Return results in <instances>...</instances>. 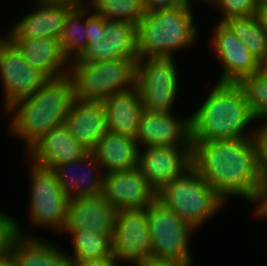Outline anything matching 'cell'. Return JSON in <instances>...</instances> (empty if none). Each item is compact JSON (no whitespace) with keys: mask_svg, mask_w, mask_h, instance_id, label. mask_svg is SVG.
I'll list each match as a JSON object with an SVG mask.
<instances>
[{"mask_svg":"<svg viewBox=\"0 0 267 266\" xmlns=\"http://www.w3.org/2000/svg\"><path fill=\"white\" fill-rule=\"evenodd\" d=\"M191 143L192 167L226 202L235 196L259 203L263 190L254 137Z\"/></svg>","mask_w":267,"mask_h":266,"instance_id":"cell-1","label":"cell"},{"mask_svg":"<svg viewBox=\"0 0 267 266\" xmlns=\"http://www.w3.org/2000/svg\"><path fill=\"white\" fill-rule=\"evenodd\" d=\"M212 87L198 110L190 115L191 141L254 137L258 125L250 133L247 131L249 124L256 119L241 86L238 83L216 82Z\"/></svg>","mask_w":267,"mask_h":266,"instance_id":"cell-2","label":"cell"},{"mask_svg":"<svg viewBox=\"0 0 267 266\" xmlns=\"http://www.w3.org/2000/svg\"><path fill=\"white\" fill-rule=\"evenodd\" d=\"M74 99V86L69 75L49 79L34 94L6 110L8 115L12 113L9 130L24 141L28 150L44 134L64 125Z\"/></svg>","mask_w":267,"mask_h":266,"instance_id":"cell-3","label":"cell"},{"mask_svg":"<svg viewBox=\"0 0 267 266\" xmlns=\"http://www.w3.org/2000/svg\"><path fill=\"white\" fill-rule=\"evenodd\" d=\"M191 4V0H183L174 7L144 14L136 25L138 59L173 57L193 46L199 33Z\"/></svg>","mask_w":267,"mask_h":266,"instance_id":"cell-4","label":"cell"},{"mask_svg":"<svg viewBox=\"0 0 267 266\" xmlns=\"http://www.w3.org/2000/svg\"><path fill=\"white\" fill-rule=\"evenodd\" d=\"M138 57H122L101 62L70 63L69 76L75 98L103 101L111 95L137 85Z\"/></svg>","mask_w":267,"mask_h":266,"instance_id":"cell-5","label":"cell"},{"mask_svg":"<svg viewBox=\"0 0 267 266\" xmlns=\"http://www.w3.org/2000/svg\"><path fill=\"white\" fill-rule=\"evenodd\" d=\"M157 200L196 231L227 203L193 167L163 187Z\"/></svg>","mask_w":267,"mask_h":266,"instance_id":"cell-6","label":"cell"},{"mask_svg":"<svg viewBox=\"0 0 267 266\" xmlns=\"http://www.w3.org/2000/svg\"><path fill=\"white\" fill-rule=\"evenodd\" d=\"M147 220L152 259L192 262L189 239L196 230L191 225L157 199L147 207Z\"/></svg>","mask_w":267,"mask_h":266,"instance_id":"cell-7","label":"cell"},{"mask_svg":"<svg viewBox=\"0 0 267 266\" xmlns=\"http://www.w3.org/2000/svg\"><path fill=\"white\" fill-rule=\"evenodd\" d=\"M173 57L138 59L137 86L143 97L145 110L173 113L179 92V71Z\"/></svg>","mask_w":267,"mask_h":266,"instance_id":"cell-8","label":"cell"},{"mask_svg":"<svg viewBox=\"0 0 267 266\" xmlns=\"http://www.w3.org/2000/svg\"><path fill=\"white\" fill-rule=\"evenodd\" d=\"M29 220L34 226L49 227L61 233L67 214L69 198L60 188L55 174L32 164Z\"/></svg>","mask_w":267,"mask_h":266,"instance_id":"cell-9","label":"cell"},{"mask_svg":"<svg viewBox=\"0 0 267 266\" xmlns=\"http://www.w3.org/2000/svg\"><path fill=\"white\" fill-rule=\"evenodd\" d=\"M48 80L42 72L26 62L5 36L0 35V81L4 111L15 102L34 94Z\"/></svg>","mask_w":267,"mask_h":266,"instance_id":"cell-10","label":"cell"},{"mask_svg":"<svg viewBox=\"0 0 267 266\" xmlns=\"http://www.w3.org/2000/svg\"><path fill=\"white\" fill-rule=\"evenodd\" d=\"M112 254L119 264L125 261L134 266H140L151 258L147 207L117 211Z\"/></svg>","mask_w":267,"mask_h":266,"instance_id":"cell-11","label":"cell"},{"mask_svg":"<svg viewBox=\"0 0 267 266\" xmlns=\"http://www.w3.org/2000/svg\"><path fill=\"white\" fill-rule=\"evenodd\" d=\"M192 167V146H150L139 149L138 168L158 193Z\"/></svg>","mask_w":267,"mask_h":266,"instance_id":"cell-12","label":"cell"},{"mask_svg":"<svg viewBox=\"0 0 267 266\" xmlns=\"http://www.w3.org/2000/svg\"><path fill=\"white\" fill-rule=\"evenodd\" d=\"M215 26L210 40L222 68L217 82L239 83L264 67L223 22Z\"/></svg>","mask_w":267,"mask_h":266,"instance_id":"cell-13","label":"cell"},{"mask_svg":"<svg viewBox=\"0 0 267 266\" xmlns=\"http://www.w3.org/2000/svg\"><path fill=\"white\" fill-rule=\"evenodd\" d=\"M35 10L16 21L7 39L52 38L59 40L66 15L77 4L69 1L36 0Z\"/></svg>","mask_w":267,"mask_h":266,"instance_id":"cell-14","label":"cell"},{"mask_svg":"<svg viewBox=\"0 0 267 266\" xmlns=\"http://www.w3.org/2000/svg\"><path fill=\"white\" fill-rule=\"evenodd\" d=\"M101 196L117 210L145 208L157 199L138 167L104 174Z\"/></svg>","mask_w":267,"mask_h":266,"instance_id":"cell-15","label":"cell"},{"mask_svg":"<svg viewBox=\"0 0 267 266\" xmlns=\"http://www.w3.org/2000/svg\"><path fill=\"white\" fill-rule=\"evenodd\" d=\"M174 113L142 112L135 140L141 147L192 146L190 138V116L186 118Z\"/></svg>","mask_w":267,"mask_h":266,"instance_id":"cell-16","label":"cell"},{"mask_svg":"<svg viewBox=\"0 0 267 266\" xmlns=\"http://www.w3.org/2000/svg\"><path fill=\"white\" fill-rule=\"evenodd\" d=\"M117 211L101 195L70 198L62 231L85 229L113 238Z\"/></svg>","mask_w":267,"mask_h":266,"instance_id":"cell-17","label":"cell"},{"mask_svg":"<svg viewBox=\"0 0 267 266\" xmlns=\"http://www.w3.org/2000/svg\"><path fill=\"white\" fill-rule=\"evenodd\" d=\"M76 168L77 171L79 169L88 170L80 174V170L77 172ZM100 168L102 166L93 156L92 152H87L83 157L58 165L51 171L55 174L62 191L70 199L77 197H96L102 194L104 172ZM76 173H79V175Z\"/></svg>","mask_w":267,"mask_h":266,"instance_id":"cell-18","label":"cell"},{"mask_svg":"<svg viewBox=\"0 0 267 266\" xmlns=\"http://www.w3.org/2000/svg\"><path fill=\"white\" fill-rule=\"evenodd\" d=\"M88 151L62 125L52 129L36 141L28 150L29 160L38 167L52 170L83 157Z\"/></svg>","mask_w":267,"mask_h":266,"instance_id":"cell-19","label":"cell"},{"mask_svg":"<svg viewBox=\"0 0 267 266\" xmlns=\"http://www.w3.org/2000/svg\"><path fill=\"white\" fill-rule=\"evenodd\" d=\"M64 126L76 141L88 152H92L99 139L108 131L103 102L82 101L75 98L65 118Z\"/></svg>","mask_w":267,"mask_h":266,"instance_id":"cell-20","label":"cell"},{"mask_svg":"<svg viewBox=\"0 0 267 266\" xmlns=\"http://www.w3.org/2000/svg\"><path fill=\"white\" fill-rule=\"evenodd\" d=\"M26 62L48 79L69 75L70 64L64 58L59 40L52 38L8 39Z\"/></svg>","mask_w":267,"mask_h":266,"instance_id":"cell-21","label":"cell"},{"mask_svg":"<svg viewBox=\"0 0 267 266\" xmlns=\"http://www.w3.org/2000/svg\"><path fill=\"white\" fill-rule=\"evenodd\" d=\"M105 106L107 129L110 132L135 138L145 110L139 87L117 92L102 101Z\"/></svg>","mask_w":267,"mask_h":266,"instance_id":"cell-22","label":"cell"},{"mask_svg":"<svg viewBox=\"0 0 267 266\" xmlns=\"http://www.w3.org/2000/svg\"><path fill=\"white\" fill-rule=\"evenodd\" d=\"M17 228L19 235L12 243L10 254L18 266H73L69 254L62 248L48 242V239L45 241L37 235L26 234L19 224Z\"/></svg>","mask_w":267,"mask_h":266,"instance_id":"cell-23","label":"cell"},{"mask_svg":"<svg viewBox=\"0 0 267 266\" xmlns=\"http://www.w3.org/2000/svg\"><path fill=\"white\" fill-rule=\"evenodd\" d=\"M93 156L104 174L138 167L139 146L135 138L107 131L97 142Z\"/></svg>","mask_w":267,"mask_h":266,"instance_id":"cell-24","label":"cell"},{"mask_svg":"<svg viewBox=\"0 0 267 266\" xmlns=\"http://www.w3.org/2000/svg\"><path fill=\"white\" fill-rule=\"evenodd\" d=\"M59 44L69 64L78 60L85 52L87 47L86 1L77 3L66 15Z\"/></svg>","mask_w":267,"mask_h":266,"instance_id":"cell-25","label":"cell"},{"mask_svg":"<svg viewBox=\"0 0 267 266\" xmlns=\"http://www.w3.org/2000/svg\"><path fill=\"white\" fill-rule=\"evenodd\" d=\"M263 64L267 63V34L255 15L231 17L223 22Z\"/></svg>","mask_w":267,"mask_h":266,"instance_id":"cell-26","label":"cell"},{"mask_svg":"<svg viewBox=\"0 0 267 266\" xmlns=\"http://www.w3.org/2000/svg\"><path fill=\"white\" fill-rule=\"evenodd\" d=\"M61 233L69 234L72 239L74 249L68 255L72 264L112 253V237L110 235H101L85 229L61 231Z\"/></svg>","mask_w":267,"mask_h":266,"instance_id":"cell-27","label":"cell"},{"mask_svg":"<svg viewBox=\"0 0 267 266\" xmlns=\"http://www.w3.org/2000/svg\"><path fill=\"white\" fill-rule=\"evenodd\" d=\"M103 38L108 40L113 59L137 56L136 26L132 23L105 19Z\"/></svg>","mask_w":267,"mask_h":266,"instance_id":"cell-28","label":"cell"},{"mask_svg":"<svg viewBox=\"0 0 267 266\" xmlns=\"http://www.w3.org/2000/svg\"><path fill=\"white\" fill-rule=\"evenodd\" d=\"M92 11L104 19L121 20L134 24L146 13L143 0H86Z\"/></svg>","mask_w":267,"mask_h":266,"instance_id":"cell-29","label":"cell"},{"mask_svg":"<svg viewBox=\"0 0 267 266\" xmlns=\"http://www.w3.org/2000/svg\"><path fill=\"white\" fill-rule=\"evenodd\" d=\"M238 84L244 91L252 115L259 122L265 120L262 124H267V69L263 67Z\"/></svg>","mask_w":267,"mask_h":266,"instance_id":"cell-30","label":"cell"},{"mask_svg":"<svg viewBox=\"0 0 267 266\" xmlns=\"http://www.w3.org/2000/svg\"><path fill=\"white\" fill-rule=\"evenodd\" d=\"M205 3L213 4L220 11L222 18L219 22L231 17L252 16L258 9L256 0H207Z\"/></svg>","mask_w":267,"mask_h":266,"instance_id":"cell-31","label":"cell"},{"mask_svg":"<svg viewBox=\"0 0 267 266\" xmlns=\"http://www.w3.org/2000/svg\"><path fill=\"white\" fill-rule=\"evenodd\" d=\"M18 221L0 210V257L10 254L11 246L18 234Z\"/></svg>","mask_w":267,"mask_h":266,"instance_id":"cell-32","label":"cell"},{"mask_svg":"<svg viewBox=\"0 0 267 266\" xmlns=\"http://www.w3.org/2000/svg\"><path fill=\"white\" fill-rule=\"evenodd\" d=\"M262 190L267 188V124H258L254 135Z\"/></svg>","mask_w":267,"mask_h":266,"instance_id":"cell-33","label":"cell"},{"mask_svg":"<svg viewBox=\"0 0 267 266\" xmlns=\"http://www.w3.org/2000/svg\"><path fill=\"white\" fill-rule=\"evenodd\" d=\"M113 59V53H110L108 40H99L87 45L85 52L78 59L79 62H101Z\"/></svg>","mask_w":267,"mask_h":266,"instance_id":"cell-34","label":"cell"},{"mask_svg":"<svg viewBox=\"0 0 267 266\" xmlns=\"http://www.w3.org/2000/svg\"><path fill=\"white\" fill-rule=\"evenodd\" d=\"M91 11V12H90ZM105 19L96 15L90 6L86 4V39L87 45L91 42L103 40V27Z\"/></svg>","mask_w":267,"mask_h":266,"instance_id":"cell-35","label":"cell"},{"mask_svg":"<svg viewBox=\"0 0 267 266\" xmlns=\"http://www.w3.org/2000/svg\"><path fill=\"white\" fill-rule=\"evenodd\" d=\"M119 265L120 264L117 262L116 258L112 253L110 255H103L100 257H96L94 259L78 261L73 264V266H119Z\"/></svg>","mask_w":267,"mask_h":266,"instance_id":"cell-36","label":"cell"},{"mask_svg":"<svg viewBox=\"0 0 267 266\" xmlns=\"http://www.w3.org/2000/svg\"><path fill=\"white\" fill-rule=\"evenodd\" d=\"M183 0H143V5L146 12H151L159 9L171 8L180 4Z\"/></svg>","mask_w":267,"mask_h":266,"instance_id":"cell-37","label":"cell"},{"mask_svg":"<svg viewBox=\"0 0 267 266\" xmlns=\"http://www.w3.org/2000/svg\"><path fill=\"white\" fill-rule=\"evenodd\" d=\"M194 262H182L178 260L152 259L150 258L140 266H193Z\"/></svg>","mask_w":267,"mask_h":266,"instance_id":"cell-38","label":"cell"},{"mask_svg":"<svg viewBox=\"0 0 267 266\" xmlns=\"http://www.w3.org/2000/svg\"><path fill=\"white\" fill-rule=\"evenodd\" d=\"M253 216L259 219H267V188L263 190L259 203L255 204Z\"/></svg>","mask_w":267,"mask_h":266,"instance_id":"cell-39","label":"cell"},{"mask_svg":"<svg viewBox=\"0 0 267 266\" xmlns=\"http://www.w3.org/2000/svg\"><path fill=\"white\" fill-rule=\"evenodd\" d=\"M256 16L263 30L267 34V3L258 5Z\"/></svg>","mask_w":267,"mask_h":266,"instance_id":"cell-40","label":"cell"},{"mask_svg":"<svg viewBox=\"0 0 267 266\" xmlns=\"http://www.w3.org/2000/svg\"><path fill=\"white\" fill-rule=\"evenodd\" d=\"M0 266H18L11 254L0 257Z\"/></svg>","mask_w":267,"mask_h":266,"instance_id":"cell-41","label":"cell"},{"mask_svg":"<svg viewBox=\"0 0 267 266\" xmlns=\"http://www.w3.org/2000/svg\"><path fill=\"white\" fill-rule=\"evenodd\" d=\"M52 1V0H50ZM53 1H69V2H76V3H82V2H85L86 0H53Z\"/></svg>","mask_w":267,"mask_h":266,"instance_id":"cell-42","label":"cell"},{"mask_svg":"<svg viewBox=\"0 0 267 266\" xmlns=\"http://www.w3.org/2000/svg\"><path fill=\"white\" fill-rule=\"evenodd\" d=\"M256 2L258 5H261V4H266L267 0H256Z\"/></svg>","mask_w":267,"mask_h":266,"instance_id":"cell-43","label":"cell"},{"mask_svg":"<svg viewBox=\"0 0 267 266\" xmlns=\"http://www.w3.org/2000/svg\"><path fill=\"white\" fill-rule=\"evenodd\" d=\"M199 1L205 3L207 0H199Z\"/></svg>","mask_w":267,"mask_h":266,"instance_id":"cell-44","label":"cell"}]
</instances>
